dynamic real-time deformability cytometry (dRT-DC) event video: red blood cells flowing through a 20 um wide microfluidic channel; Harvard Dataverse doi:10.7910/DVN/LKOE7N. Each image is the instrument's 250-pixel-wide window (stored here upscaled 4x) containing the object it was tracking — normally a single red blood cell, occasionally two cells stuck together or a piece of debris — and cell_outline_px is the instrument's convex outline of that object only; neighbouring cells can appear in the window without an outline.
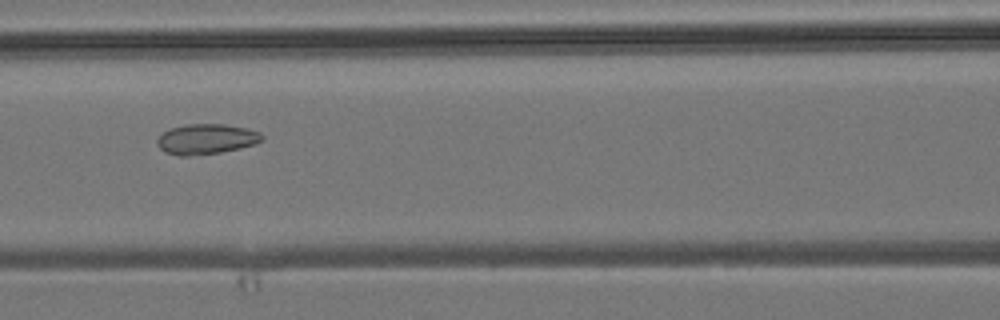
{"species": "common noctule bat (a hibernating species)", "species_latin": "Nyctalus noctula", "temperature_condition": "room temperature", "stored_images_in_passage": 7, "camera_frame_rate_fps": 3000, "um_per_image_px": 0.085, "animal": {"sex": "male", "body_mass_g": 19.2, "forearm_length_mm": 51.8}, "frame": {"image": 1, "passage_image": 7, "time_ms": 7.0, "image_size_px": [1000, 320], "cell_outline_px": [[264, 140], [256, 144], [240, 148], [220, 152], [188, 156], [180, 156], [164, 152], [160, 148], [156, 140], [164, 132], [172, 128], [188, 124], [224, 124], [248, 128], [260, 132], [264, 136]], "centroid_in_image_um": [17.58, 11.82], "position_along_channel_um": 149.0, "area_um2": 18.5}}